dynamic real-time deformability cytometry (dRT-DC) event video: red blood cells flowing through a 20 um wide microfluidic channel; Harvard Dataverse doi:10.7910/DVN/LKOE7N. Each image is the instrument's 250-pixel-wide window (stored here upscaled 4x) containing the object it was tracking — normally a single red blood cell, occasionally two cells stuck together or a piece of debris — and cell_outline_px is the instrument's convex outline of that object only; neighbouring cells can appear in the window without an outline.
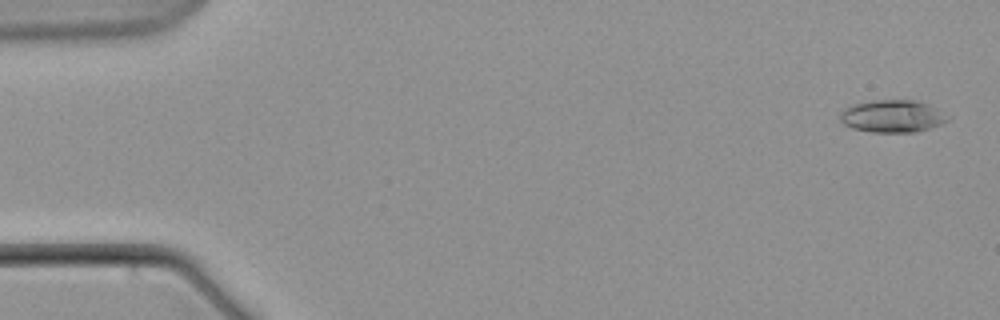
{"species": "common noctule bat (a hibernating species)", "species_latin": "Nyctalus noctula", "temperature_condition": "warm", "stored_images_in_passage": 9, "camera_frame_rate_fps": 3000, "um_per_image_px": 0.085, "animal": {"sex": "male", "body_mass_g": 21.5, "forearm_length_mm": 52.0}, "frame": {"image": 1, "passage_image": 1, "time_ms": 0.0, "image_size_px": [1000, 320], "cell_outline_px": [[952, 116], [944, 124], [916, 132], [872, 132], [852, 128], [844, 124], [840, 120], [840, 112], [844, 108], [852, 104], [872, 100], [916, 100], [928, 104]], "centroid_in_image_um": [75.89, 9.87], "position_along_channel_um": 9.1, "area_um2": 20.63}}
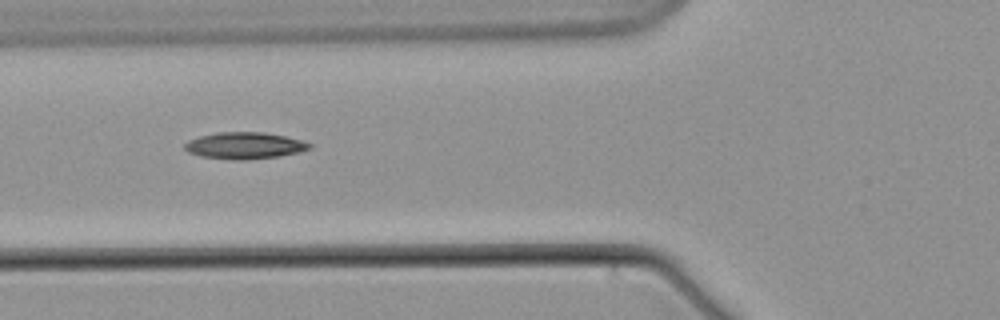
{"frame": {"image": 2, "passage_image": 7, "time_ms": 8.0, "image_size_px": [1000, 320], "cell_outline_px": [[312, 148], [300, 152], [280, 156], [248, 160], [236, 160], [200, 156], [188, 152], [184, 148], [184, 144], [188, 140], [200, 136], [216, 132], [264, 132], [304, 140], [312, 144]], "centroid_in_image_um": [20.82, 12.37], "position_along_channel_um": 105.0, "area_um2": 19.59}}
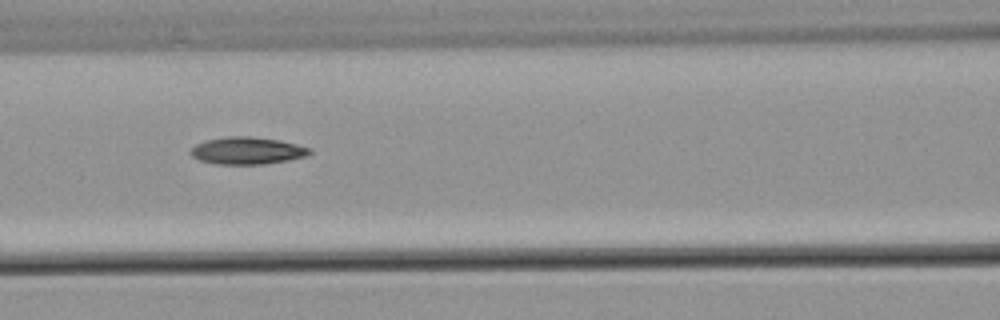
{"frame": {"image": 3, "passage_image": 8, "time_ms": 9.333, "image_size_px": [1000, 320], "cell_outline_px": [[312, 152], [304, 156], [288, 160], [264, 164], [216, 164], [200, 160], [192, 156], [188, 152], [196, 144], [204, 140], [224, 136], [252, 136], [280, 140], [312, 148]], "centroid_in_image_um": [20.99, 12.79], "position_along_channel_um": 145.6, "area_um2": 19.02}}